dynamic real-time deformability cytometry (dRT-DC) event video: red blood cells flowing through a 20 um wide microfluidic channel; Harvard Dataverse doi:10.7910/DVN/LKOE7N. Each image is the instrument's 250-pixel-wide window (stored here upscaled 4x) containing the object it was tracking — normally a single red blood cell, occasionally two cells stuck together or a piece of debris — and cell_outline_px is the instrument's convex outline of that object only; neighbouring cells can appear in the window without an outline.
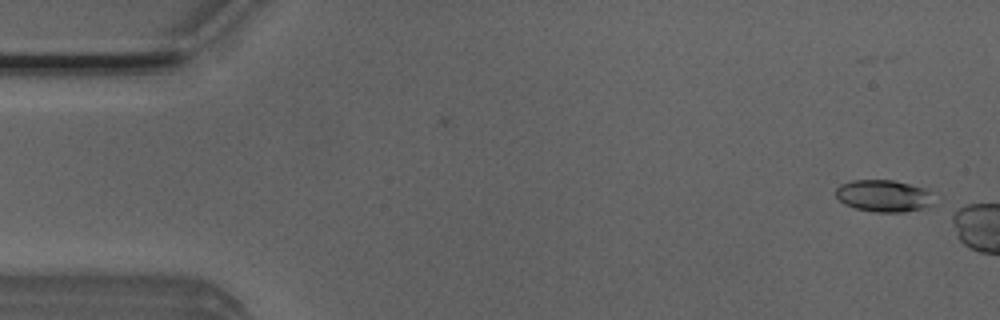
{"species": "Egyptian fruit bat (a non-hibernating species)", "species_latin": "Rousettus aegyptiacus", "temperature_condition": "room temperature", "stored_images_in_passage": 7, "camera_frame_rate_fps": 3000, "um_per_image_px": 0.085, "animal": {"sex": "male"}, "frame": {"image": 1, "passage_image": 1, "time_ms": 0.0, "image_size_px": [1000, 320], "cell_outline_px": [[936, 204], [928, 208], [904, 212], [876, 212], [856, 208], [844, 204], [836, 196], [836, 188], [840, 184], [852, 180], [892, 180], [928, 188]], "centroid_in_image_um": [75.18, 16.65], "position_along_channel_um": 9.8, "area_um2": 18.61}}